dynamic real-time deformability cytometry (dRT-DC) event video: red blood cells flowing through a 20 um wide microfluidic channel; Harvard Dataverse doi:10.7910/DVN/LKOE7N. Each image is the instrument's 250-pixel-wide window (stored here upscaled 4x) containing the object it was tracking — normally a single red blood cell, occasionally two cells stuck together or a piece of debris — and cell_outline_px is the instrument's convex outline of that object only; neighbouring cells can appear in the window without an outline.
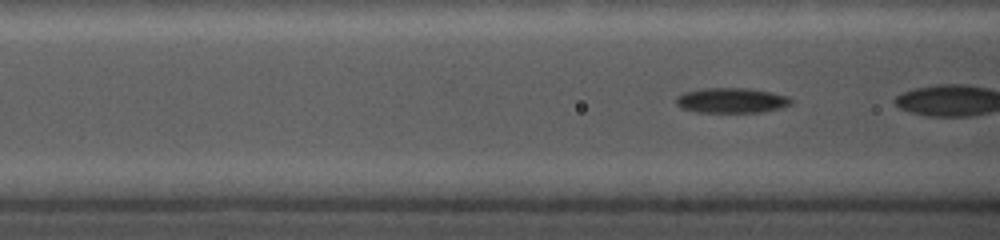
{"species": "common noctule bat (a hibernating species)", "species_latin": "Nyctalus noctula", "temperature_condition": "cold", "stored_images_in_passage": 28, "camera_frame_rate_fps": 5000, "um_per_image_px": 0.085, "animal": {"sex": "female", "body_mass_g": 19.0, "forearm_length_mm": 56.7}, "frame": {"image": 1, "passage_image": 5, "time_ms": 1.0, "image_size_px": [1000, 240], "cell_outline_px": [[792, 104], [780, 108], [764, 112], [696, 112], [680, 108], [676, 104], [676, 96], [684, 92], [704, 88], [748, 88], [772, 92], [788, 96], [792, 100]], "centroid_in_image_um": [62.17, 8.53], "position_along_channel_um": 104.4, "area_um2": 16.99}}
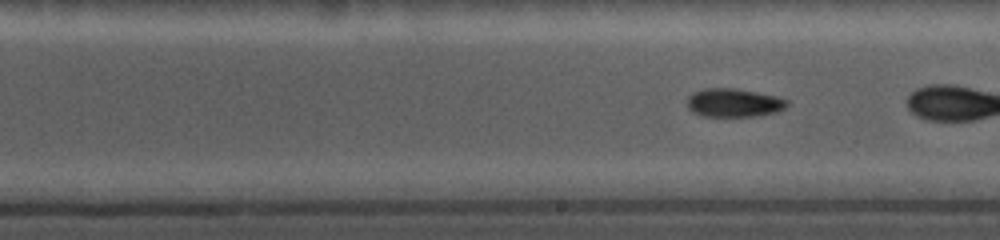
{"frame": {"image": 2, "passage_image": 20, "time_ms": 4.2, "image_size_px": [1000, 240], "cell_outline_px": [[788, 104], [784, 108], [776, 112], [752, 116], [704, 116], [692, 112], [688, 108], [688, 96], [692, 92], [704, 88], [736, 88], [776, 96], [788, 100]], "centroid_in_image_um": [62.35, 8.72], "position_along_channel_um": 226.7, "area_um2": 16.53}}